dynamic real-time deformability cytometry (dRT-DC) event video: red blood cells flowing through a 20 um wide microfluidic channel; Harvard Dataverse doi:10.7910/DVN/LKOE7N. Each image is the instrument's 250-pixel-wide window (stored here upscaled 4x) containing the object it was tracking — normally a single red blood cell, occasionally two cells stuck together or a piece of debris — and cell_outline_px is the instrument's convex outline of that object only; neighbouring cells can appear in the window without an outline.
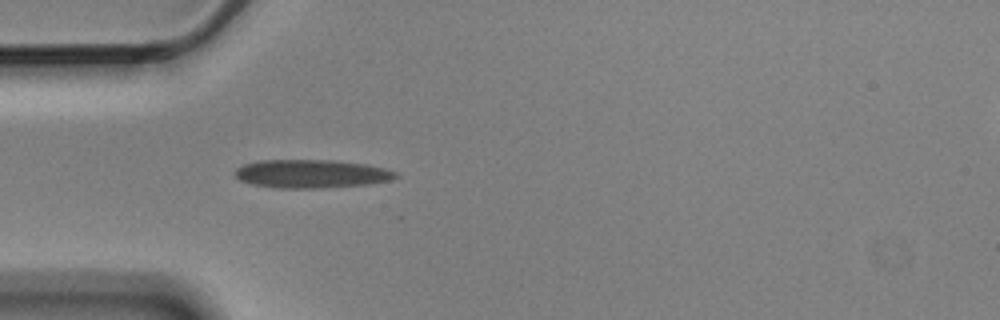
{"species": "Egyptian fruit bat (a non-hibernating species)", "species_latin": "Rousettus aegyptiacus", "temperature_condition": "cold", "stored_images_in_passage": 5, "segment_of_instrument_passage": [1, 2], "camera_frame_rate_fps": 3000, "um_per_image_px": 0.085, "animal": {"sex": "male"}, "frame": {"image": 1, "passage_image": 4, "time_ms": 1.0, "image_size_px": [1000, 320], "cell_outline_px": [[400, 176], [388, 180], [368, 184], [320, 188], [272, 188], [252, 184], [240, 180], [236, 176], [236, 168], [244, 164], [256, 160], [332, 160], [364, 164], [384, 168], [396, 172]], "centroid_in_image_um": [26.43, 14.77], "position_along_channel_um": 58.6, "area_um2": 26.53}}